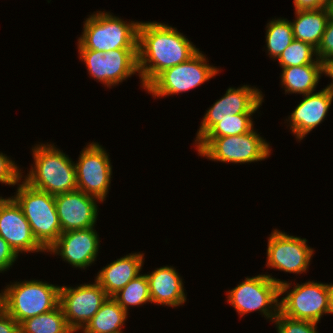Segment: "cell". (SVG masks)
<instances>
[{"label": "cell", "instance_id": "9a60e30c", "mask_svg": "<svg viewBox=\"0 0 333 333\" xmlns=\"http://www.w3.org/2000/svg\"><path fill=\"white\" fill-rule=\"evenodd\" d=\"M99 235L95 227L62 232L46 252L61 256L74 268L86 269L97 259Z\"/></svg>", "mask_w": 333, "mask_h": 333}, {"label": "cell", "instance_id": "4fadbf2b", "mask_svg": "<svg viewBox=\"0 0 333 333\" xmlns=\"http://www.w3.org/2000/svg\"><path fill=\"white\" fill-rule=\"evenodd\" d=\"M267 244V267L293 274L308 270L314 249L308 247L306 238L287 235L275 229Z\"/></svg>", "mask_w": 333, "mask_h": 333}, {"label": "cell", "instance_id": "7402d4cb", "mask_svg": "<svg viewBox=\"0 0 333 333\" xmlns=\"http://www.w3.org/2000/svg\"><path fill=\"white\" fill-rule=\"evenodd\" d=\"M323 74V63H311L307 65L282 68L281 85L285 94L313 93Z\"/></svg>", "mask_w": 333, "mask_h": 333}, {"label": "cell", "instance_id": "d590c367", "mask_svg": "<svg viewBox=\"0 0 333 333\" xmlns=\"http://www.w3.org/2000/svg\"><path fill=\"white\" fill-rule=\"evenodd\" d=\"M327 9L329 12V19L333 20V0L328 1Z\"/></svg>", "mask_w": 333, "mask_h": 333}, {"label": "cell", "instance_id": "603a6c76", "mask_svg": "<svg viewBox=\"0 0 333 333\" xmlns=\"http://www.w3.org/2000/svg\"><path fill=\"white\" fill-rule=\"evenodd\" d=\"M127 316L128 313L112 297H108L99 311L80 331L83 333H123L122 327L125 325Z\"/></svg>", "mask_w": 333, "mask_h": 333}, {"label": "cell", "instance_id": "836d02e7", "mask_svg": "<svg viewBox=\"0 0 333 333\" xmlns=\"http://www.w3.org/2000/svg\"><path fill=\"white\" fill-rule=\"evenodd\" d=\"M329 0H293L294 10L321 9L328 5Z\"/></svg>", "mask_w": 333, "mask_h": 333}, {"label": "cell", "instance_id": "8992f818", "mask_svg": "<svg viewBox=\"0 0 333 333\" xmlns=\"http://www.w3.org/2000/svg\"><path fill=\"white\" fill-rule=\"evenodd\" d=\"M199 156L223 163H252L269 158L271 147L254 128L247 133L225 137H202L194 144Z\"/></svg>", "mask_w": 333, "mask_h": 333}, {"label": "cell", "instance_id": "ffe728a7", "mask_svg": "<svg viewBox=\"0 0 333 333\" xmlns=\"http://www.w3.org/2000/svg\"><path fill=\"white\" fill-rule=\"evenodd\" d=\"M143 264L144 253H131L102 268L95 280L112 297L140 274Z\"/></svg>", "mask_w": 333, "mask_h": 333}, {"label": "cell", "instance_id": "ac0fdd59", "mask_svg": "<svg viewBox=\"0 0 333 333\" xmlns=\"http://www.w3.org/2000/svg\"><path fill=\"white\" fill-rule=\"evenodd\" d=\"M303 96L304 99L286 119L298 141L323 122L333 101V92L326 87Z\"/></svg>", "mask_w": 333, "mask_h": 333}, {"label": "cell", "instance_id": "30bf717a", "mask_svg": "<svg viewBox=\"0 0 333 333\" xmlns=\"http://www.w3.org/2000/svg\"><path fill=\"white\" fill-rule=\"evenodd\" d=\"M78 53L88 74L109 88L138 73L137 49L78 50Z\"/></svg>", "mask_w": 333, "mask_h": 333}, {"label": "cell", "instance_id": "4dcf8cb0", "mask_svg": "<svg viewBox=\"0 0 333 333\" xmlns=\"http://www.w3.org/2000/svg\"><path fill=\"white\" fill-rule=\"evenodd\" d=\"M316 54L322 63L333 57V20L327 21L324 34L316 48Z\"/></svg>", "mask_w": 333, "mask_h": 333}, {"label": "cell", "instance_id": "d4e9b609", "mask_svg": "<svg viewBox=\"0 0 333 333\" xmlns=\"http://www.w3.org/2000/svg\"><path fill=\"white\" fill-rule=\"evenodd\" d=\"M266 30L267 53L270 58L277 60L294 40L291 21L285 18L272 19L267 23Z\"/></svg>", "mask_w": 333, "mask_h": 333}, {"label": "cell", "instance_id": "9c48e42d", "mask_svg": "<svg viewBox=\"0 0 333 333\" xmlns=\"http://www.w3.org/2000/svg\"><path fill=\"white\" fill-rule=\"evenodd\" d=\"M199 50L189 60L161 72L145 91L154 98L187 92L219 73V68L210 65Z\"/></svg>", "mask_w": 333, "mask_h": 333}, {"label": "cell", "instance_id": "e0dca14e", "mask_svg": "<svg viewBox=\"0 0 333 333\" xmlns=\"http://www.w3.org/2000/svg\"><path fill=\"white\" fill-rule=\"evenodd\" d=\"M54 198L62 232L95 227L99 212L96 202H101L98 198L78 189Z\"/></svg>", "mask_w": 333, "mask_h": 333}, {"label": "cell", "instance_id": "8d00e7d4", "mask_svg": "<svg viewBox=\"0 0 333 333\" xmlns=\"http://www.w3.org/2000/svg\"><path fill=\"white\" fill-rule=\"evenodd\" d=\"M332 286V314H333V284L331 283Z\"/></svg>", "mask_w": 333, "mask_h": 333}, {"label": "cell", "instance_id": "277c9868", "mask_svg": "<svg viewBox=\"0 0 333 333\" xmlns=\"http://www.w3.org/2000/svg\"><path fill=\"white\" fill-rule=\"evenodd\" d=\"M21 183L12 198L21 207L34 238L47 251L62 233L54 195L31 187L24 180Z\"/></svg>", "mask_w": 333, "mask_h": 333}, {"label": "cell", "instance_id": "83f0119b", "mask_svg": "<svg viewBox=\"0 0 333 333\" xmlns=\"http://www.w3.org/2000/svg\"><path fill=\"white\" fill-rule=\"evenodd\" d=\"M254 113H240L229 115L221 122L215 124L203 137H225L236 136L253 129V116Z\"/></svg>", "mask_w": 333, "mask_h": 333}, {"label": "cell", "instance_id": "44dd1931", "mask_svg": "<svg viewBox=\"0 0 333 333\" xmlns=\"http://www.w3.org/2000/svg\"><path fill=\"white\" fill-rule=\"evenodd\" d=\"M295 20L291 22L294 39L317 48L329 20L327 7L321 9L295 10Z\"/></svg>", "mask_w": 333, "mask_h": 333}, {"label": "cell", "instance_id": "f546056e", "mask_svg": "<svg viewBox=\"0 0 333 333\" xmlns=\"http://www.w3.org/2000/svg\"><path fill=\"white\" fill-rule=\"evenodd\" d=\"M15 161L0 152V183L15 186L21 182L24 172L20 170Z\"/></svg>", "mask_w": 333, "mask_h": 333}, {"label": "cell", "instance_id": "6da1fadb", "mask_svg": "<svg viewBox=\"0 0 333 333\" xmlns=\"http://www.w3.org/2000/svg\"><path fill=\"white\" fill-rule=\"evenodd\" d=\"M199 51L177 28L161 22H140L137 63L142 88L161 72L189 60Z\"/></svg>", "mask_w": 333, "mask_h": 333}, {"label": "cell", "instance_id": "3957f363", "mask_svg": "<svg viewBox=\"0 0 333 333\" xmlns=\"http://www.w3.org/2000/svg\"><path fill=\"white\" fill-rule=\"evenodd\" d=\"M138 21H123L110 12L96 11L84 21L78 50L109 52L114 49H137Z\"/></svg>", "mask_w": 333, "mask_h": 333}, {"label": "cell", "instance_id": "ba28073f", "mask_svg": "<svg viewBox=\"0 0 333 333\" xmlns=\"http://www.w3.org/2000/svg\"><path fill=\"white\" fill-rule=\"evenodd\" d=\"M284 281L270 274L246 277L227 291V302L241 317L259 311L266 319L273 321L279 313L280 285Z\"/></svg>", "mask_w": 333, "mask_h": 333}, {"label": "cell", "instance_id": "2e32d148", "mask_svg": "<svg viewBox=\"0 0 333 333\" xmlns=\"http://www.w3.org/2000/svg\"><path fill=\"white\" fill-rule=\"evenodd\" d=\"M0 236L17 255L23 252H46L34 238L21 207L11 196H0Z\"/></svg>", "mask_w": 333, "mask_h": 333}, {"label": "cell", "instance_id": "5b68a950", "mask_svg": "<svg viewBox=\"0 0 333 333\" xmlns=\"http://www.w3.org/2000/svg\"><path fill=\"white\" fill-rule=\"evenodd\" d=\"M1 292V307L19 324L59 305L60 286L40 280L13 282Z\"/></svg>", "mask_w": 333, "mask_h": 333}, {"label": "cell", "instance_id": "4316f807", "mask_svg": "<svg viewBox=\"0 0 333 333\" xmlns=\"http://www.w3.org/2000/svg\"><path fill=\"white\" fill-rule=\"evenodd\" d=\"M315 57V58H314ZM281 68L322 63L316 54V48L311 44L294 39L277 59Z\"/></svg>", "mask_w": 333, "mask_h": 333}, {"label": "cell", "instance_id": "7a4b0ae2", "mask_svg": "<svg viewBox=\"0 0 333 333\" xmlns=\"http://www.w3.org/2000/svg\"><path fill=\"white\" fill-rule=\"evenodd\" d=\"M34 165L24 181L51 195L77 190L75 162L54 144H36L32 148Z\"/></svg>", "mask_w": 333, "mask_h": 333}, {"label": "cell", "instance_id": "1f68e13d", "mask_svg": "<svg viewBox=\"0 0 333 333\" xmlns=\"http://www.w3.org/2000/svg\"><path fill=\"white\" fill-rule=\"evenodd\" d=\"M17 258L18 255L11 248L9 243L0 236V273L9 270Z\"/></svg>", "mask_w": 333, "mask_h": 333}, {"label": "cell", "instance_id": "f1b7e54d", "mask_svg": "<svg viewBox=\"0 0 333 333\" xmlns=\"http://www.w3.org/2000/svg\"><path fill=\"white\" fill-rule=\"evenodd\" d=\"M272 322L276 325L278 333H318L317 323L292 319L280 311Z\"/></svg>", "mask_w": 333, "mask_h": 333}, {"label": "cell", "instance_id": "d6986e66", "mask_svg": "<svg viewBox=\"0 0 333 333\" xmlns=\"http://www.w3.org/2000/svg\"><path fill=\"white\" fill-rule=\"evenodd\" d=\"M149 283L151 304L178 307L186 300L183 279L173 266L156 268L149 274H145Z\"/></svg>", "mask_w": 333, "mask_h": 333}, {"label": "cell", "instance_id": "8fae6325", "mask_svg": "<svg viewBox=\"0 0 333 333\" xmlns=\"http://www.w3.org/2000/svg\"><path fill=\"white\" fill-rule=\"evenodd\" d=\"M105 150L97 142L89 143L75 163L77 189L101 202L106 200L112 178L111 160Z\"/></svg>", "mask_w": 333, "mask_h": 333}, {"label": "cell", "instance_id": "d6a6232c", "mask_svg": "<svg viewBox=\"0 0 333 333\" xmlns=\"http://www.w3.org/2000/svg\"><path fill=\"white\" fill-rule=\"evenodd\" d=\"M0 333H20L19 323L0 308Z\"/></svg>", "mask_w": 333, "mask_h": 333}, {"label": "cell", "instance_id": "e575fe53", "mask_svg": "<svg viewBox=\"0 0 333 333\" xmlns=\"http://www.w3.org/2000/svg\"><path fill=\"white\" fill-rule=\"evenodd\" d=\"M323 74H325V76L331 77L332 82L327 85L326 88L333 92V57L323 62Z\"/></svg>", "mask_w": 333, "mask_h": 333}, {"label": "cell", "instance_id": "5bb4252c", "mask_svg": "<svg viewBox=\"0 0 333 333\" xmlns=\"http://www.w3.org/2000/svg\"><path fill=\"white\" fill-rule=\"evenodd\" d=\"M264 96L260 89L243 85L229 87L220 99L208 108L199 127L195 144L221 119L240 113H256L262 106Z\"/></svg>", "mask_w": 333, "mask_h": 333}, {"label": "cell", "instance_id": "52a82bcc", "mask_svg": "<svg viewBox=\"0 0 333 333\" xmlns=\"http://www.w3.org/2000/svg\"><path fill=\"white\" fill-rule=\"evenodd\" d=\"M284 281L280 285L279 311L292 319L318 323L324 314H332V286L308 281L294 285ZM288 290V291H287ZM287 293V294H286Z\"/></svg>", "mask_w": 333, "mask_h": 333}, {"label": "cell", "instance_id": "cb8c5ba5", "mask_svg": "<svg viewBox=\"0 0 333 333\" xmlns=\"http://www.w3.org/2000/svg\"><path fill=\"white\" fill-rule=\"evenodd\" d=\"M19 330L20 333H74L67 325L60 305L49 312L22 321Z\"/></svg>", "mask_w": 333, "mask_h": 333}, {"label": "cell", "instance_id": "7c38bea8", "mask_svg": "<svg viewBox=\"0 0 333 333\" xmlns=\"http://www.w3.org/2000/svg\"><path fill=\"white\" fill-rule=\"evenodd\" d=\"M94 281L77 287L60 286L59 305L67 325L74 333L86 326L109 297L101 285Z\"/></svg>", "mask_w": 333, "mask_h": 333}, {"label": "cell", "instance_id": "484cf974", "mask_svg": "<svg viewBox=\"0 0 333 333\" xmlns=\"http://www.w3.org/2000/svg\"><path fill=\"white\" fill-rule=\"evenodd\" d=\"M112 298L127 313L131 306L138 307L148 302L151 303L147 276L139 274L135 279L127 283L124 288L115 293Z\"/></svg>", "mask_w": 333, "mask_h": 333}]
</instances>
